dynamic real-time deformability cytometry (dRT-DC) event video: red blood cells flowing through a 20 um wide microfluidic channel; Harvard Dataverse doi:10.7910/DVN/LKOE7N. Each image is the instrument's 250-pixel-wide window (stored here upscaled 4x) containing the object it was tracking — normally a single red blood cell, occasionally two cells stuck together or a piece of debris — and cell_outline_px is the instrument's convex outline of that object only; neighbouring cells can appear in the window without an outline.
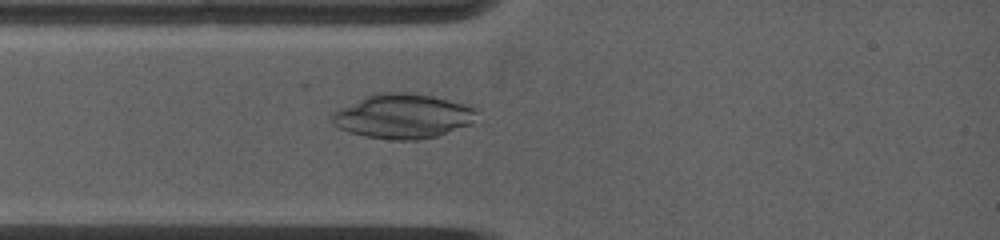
{"species": "common noctule bat (a hibernating species)", "species_latin": "Nyctalus noctula", "temperature_condition": "warm", "stored_images_in_passage": 22, "camera_frame_rate_fps": 5000, "um_per_image_px": 0.085, "animal": {"sex": "female", "body_mass_g": 19.0, "forearm_length_mm": 53.3}, "frame": {"image": 1, "passage_image": 1, "time_ms": 0.0, "image_size_px": [1000, 240], "cell_outline_px": [[476, 112], [472, 124], [436, 136], [416, 140], [396, 140], [364, 136], [348, 132], [332, 124], [328, 120], [332, 112], [340, 108], [376, 92], [404, 92], [432, 96], [448, 100], [472, 108]], "centroid_in_image_um": [34.17, 9.89], "position_along_channel_um": 50.8, "area_um2": 37.22}}
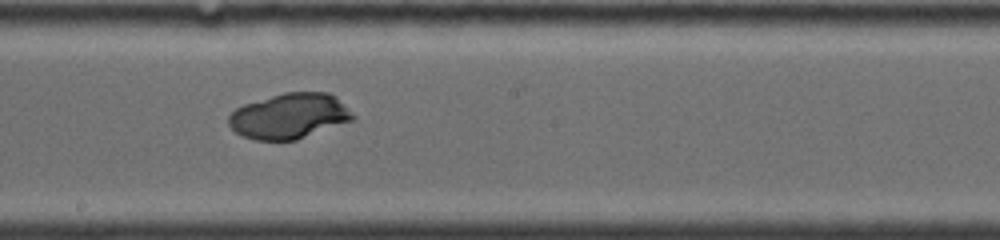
{"frame": {"image": 2, "passage_image": 9, "time_ms": 4.4, "image_size_px": [1000, 240], "cell_outline_px": [[356, 116], [352, 120], [296, 140], [256, 140], [240, 136], [228, 124], [228, 116], [236, 108], [244, 104], [284, 92], [328, 92]], "centroid_in_image_um": [24.54, 9.87], "position_along_channel_um": 223.7, "area_um2": 32.48}}
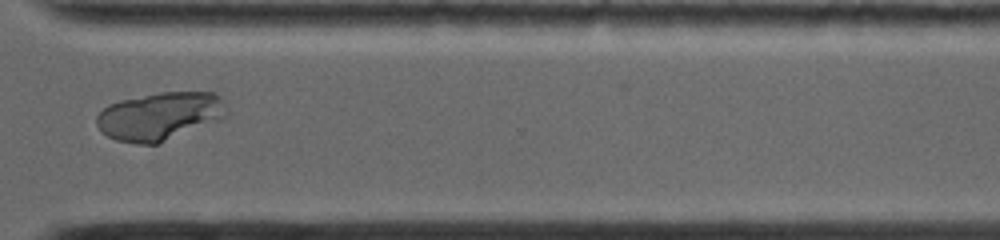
{"frame": {"image": 3, "passage_image": 19, "time_ms": 7.8, "image_size_px": [1000, 240], "cell_outline_px": [[224, 116], [220, 120], [156, 144], [136, 144], [116, 140], [100, 132], [96, 124], [96, 116], [108, 104], [120, 100], [160, 92], [216, 92], [220, 96]], "centroid_in_image_um": [13.51, 9.88], "position_along_channel_um": 357.1, "area_um2": 36.07}}